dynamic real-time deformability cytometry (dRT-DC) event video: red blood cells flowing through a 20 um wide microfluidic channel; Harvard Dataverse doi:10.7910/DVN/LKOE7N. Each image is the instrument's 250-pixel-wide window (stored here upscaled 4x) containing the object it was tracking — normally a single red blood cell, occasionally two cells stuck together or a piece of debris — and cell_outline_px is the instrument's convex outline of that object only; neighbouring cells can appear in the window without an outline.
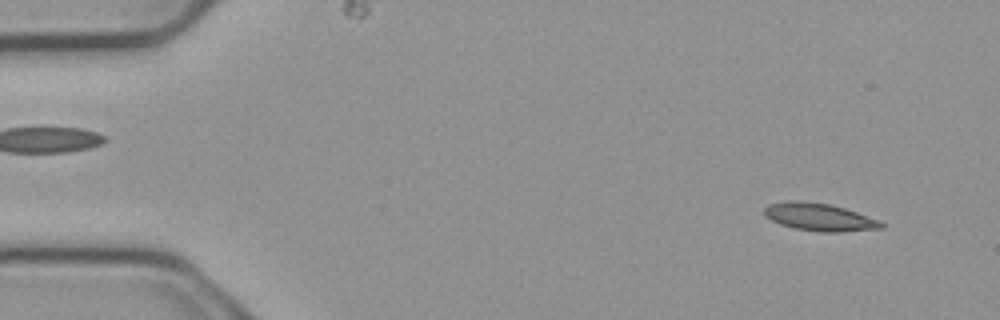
{"species": "common noctule bat (a hibernating species)", "species_latin": "Nyctalus noctula", "temperature_condition": "cold", "stored_images_in_passage": 4, "camera_frame_rate_fps": 3000, "um_per_image_px": 0.085, "animal": {"sex": "male", "body_mass_g": 23.1, "forearm_length_mm": 52.7}, "frame": {"image": 1, "passage_image": 1, "time_ms": 0.0, "image_size_px": [1000, 320], "cell_outline_px": [[884, 228], [840, 232], [820, 232], [796, 228], [780, 224], [764, 216], [764, 208], [768, 204], [788, 200], [800, 200], [828, 204], [844, 208], [880, 220], [884, 224]], "centroid_in_image_um": [69.63, 18.44], "position_along_channel_um": 15.4, "area_um2": 18.84}}
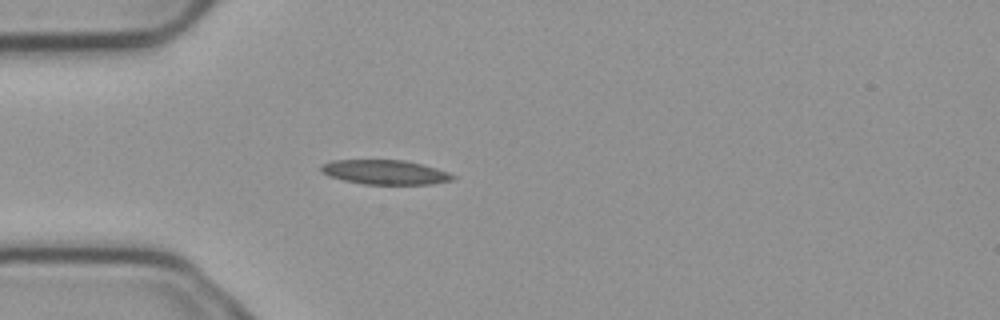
{"frame": {"image": 2, "passage_image": 4, "time_ms": 1.0, "image_size_px": [1000, 320], "cell_outline_px": [[456, 176], [452, 180], [432, 184], [364, 184], [344, 180], [328, 176], [320, 168], [320, 164], [332, 160], [404, 160], [436, 168], [448, 172]], "centroid_in_image_um": [32.71, 14.63], "position_along_channel_um": 52.3, "area_um2": 18.67}}